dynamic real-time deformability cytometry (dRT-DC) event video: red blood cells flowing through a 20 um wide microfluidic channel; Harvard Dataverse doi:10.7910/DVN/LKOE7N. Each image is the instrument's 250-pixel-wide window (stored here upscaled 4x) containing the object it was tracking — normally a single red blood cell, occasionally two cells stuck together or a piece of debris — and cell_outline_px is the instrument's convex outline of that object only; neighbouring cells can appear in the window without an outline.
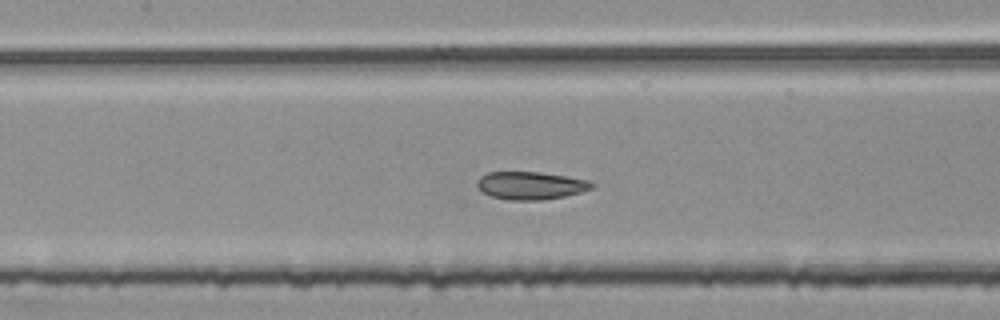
{"species": "common noctule bat (a hibernating species)", "species_latin": "Nyctalus noctula", "temperature_condition": "room temperature", "stored_images_in_passage": 51, "segment_of_instrument_passage": [2, 2], "camera_frame_rate_fps": 3000, "um_per_image_px": 0.085, "animal": {"sex": "female", "body_mass_g": 25.1}, "frame": {"image": 1, "passage_image": 24, "time_ms": 7.667, "image_size_px": [1000, 320], "cell_outline_px": [[596, 184], [592, 188], [580, 192], [564, 196], [544, 200], [508, 200], [492, 196], [484, 192], [476, 184], [476, 180], [480, 176], [488, 172], [540, 172], [588, 180]], "centroid_in_image_um": [45.1, 15.77], "position_along_channel_um": 162.3, "area_um2": 18.5}}
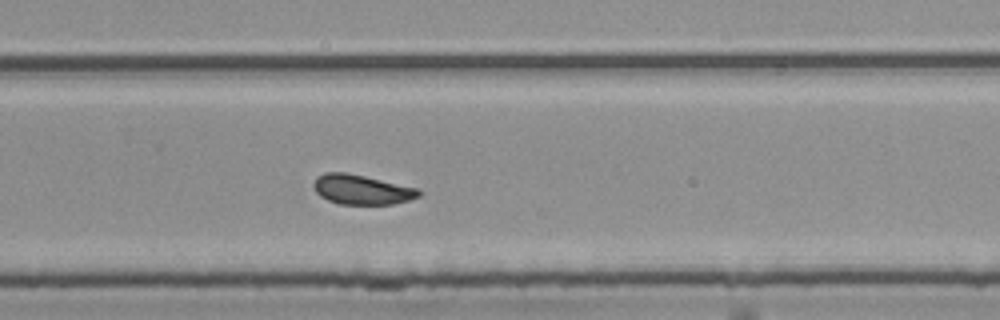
{"frame": {"image": 2, "passage_image": 35, "time_ms": 11.333, "image_size_px": [1000, 320], "cell_outline_px": [[420, 196], [408, 200], [392, 204], [340, 204], [328, 200], [320, 196], [316, 192], [312, 184], [316, 176], [324, 172], [344, 172], [364, 176], [416, 188], [420, 192]], "centroid_in_image_um": [30.68, 16.11], "position_along_channel_um": 299.1, "area_um2": 18.03}}
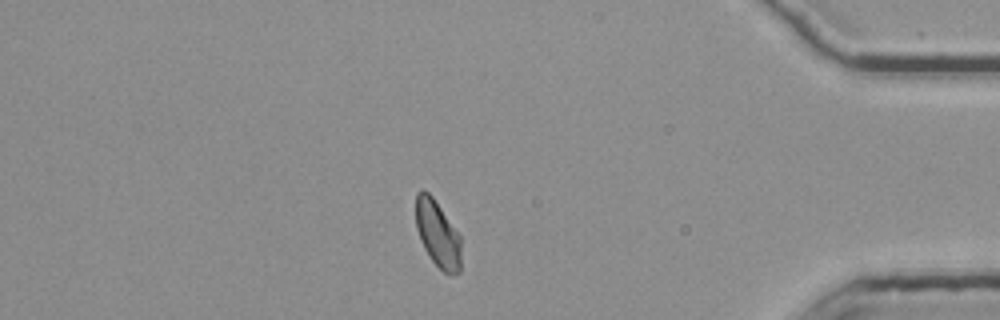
{"frame": {"image": 3, "passage_image": 46, "time_ms": 15.0, "image_size_px": [1000, 320], "cell_outline_px": [[460, 272], [444, 272], [432, 260], [424, 248], [420, 240], [416, 228], [416, 192], [420, 188], [424, 188], [432, 196], [460, 236]], "centroid_in_image_um": [37.16, 19.82], "position_along_channel_um": 398.0, "area_um2": 17.28}}